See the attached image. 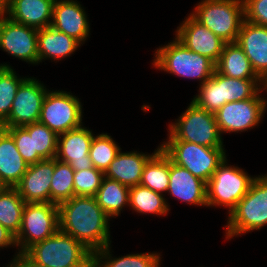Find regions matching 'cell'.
<instances>
[{
  "mask_svg": "<svg viewBox=\"0 0 267 267\" xmlns=\"http://www.w3.org/2000/svg\"><path fill=\"white\" fill-rule=\"evenodd\" d=\"M8 0H0V18L7 15Z\"/></svg>",
  "mask_w": 267,
  "mask_h": 267,
  "instance_id": "60d3db41",
  "label": "cell"
},
{
  "mask_svg": "<svg viewBox=\"0 0 267 267\" xmlns=\"http://www.w3.org/2000/svg\"><path fill=\"white\" fill-rule=\"evenodd\" d=\"M198 92L192 101L197 106L216 113L222 107L220 73L215 70L212 77L199 86Z\"/></svg>",
  "mask_w": 267,
  "mask_h": 267,
  "instance_id": "e575fe53",
  "label": "cell"
},
{
  "mask_svg": "<svg viewBox=\"0 0 267 267\" xmlns=\"http://www.w3.org/2000/svg\"><path fill=\"white\" fill-rule=\"evenodd\" d=\"M55 0H8L7 17L11 20L42 29L51 26Z\"/></svg>",
  "mask_w": 267,
  "mask_h": 267,
  "instance_id": "44dd1931",
  "label": "cell"
},
{
  "mask_svg": "<svg viewBox=\"0 0 267 267\" xmlns=\"http://www.w3.org/2000/svg\"><path fill=\"white\" fill-rule=\"evenodd\" d=\"M261 79H234L220 74L222 106L253 98L261 89Z\"/></svg>",
  "mask_w": 267,
  "mask_h": 267,
  "instance_id": "f546056e",
  "label": "cell"
},
{
  "mask_svg": "<svg viewBox=\"0 0 267 267\" xmlns=\"http://www.w3.org/2000/svg\"><path fill=\"white\" fill-rule=\"evenodd\" d=\"M82 108L79 98L71 92L48 89L38 122L59 135L83 125Z\"/></svg>",
  "mask_w": 267,
  "mask_h": 267,
  "instance_id": "30bf717a",
  "label": "cell"
},
{
  "mask_svg": "<svg viewBox=\"0 0 267 267\" xmlns=\"http://www.w3.org/2000/svg\"><path fill=\"white\" fill-rule=\"evenodd\" d=\"M94 134L84 125L58 135L55 159L69 164L75 171L93 168L89 156Z\"/></svg>",
  "mask_w": 267,
  "mask_h": 267,
  "instance_id": "9a60e30c",
  "label": "cell"
},
{
  "mask_svg": "<svg viewBox=\"0 0 267 267\" xmlns=\"http://www.w3.org/2000/svg\"><path fill=\"white\" fill-rule=\"evenodd\" d=\"M190 14L225 43L237 41L244 20L243 0H201Z\"/></svg>",
  "mask_w": 267,
  "mask_h": 267,
  "instance_id": "8992f818",
  "label": "cell"
},
{
  "mask_svg": "<svg viewBox=\"0 0 267 267\" xmlns=\"http://www.w3.org/2000/svg\"><path fill=\"white\" fill-rule=\"evenodd\" d=\"M59 230L80 241L92 253L111 244L110 217L94 196H73L58 205Z\"/></svg>",
  "mask_w": 267,
  "mask_h": 267,
  "instance_id": "6da1fadb",
  "label": "cell"
},
{
  "mask_svg": "<svg viewBox=\"0 0 267 267\" xmlns=\"http://www.w3.org/2000/svg\"><path fill=\"white\" fill-rule=\"evenodd\" d=\"M168 128V132L179 141L224 148L215 113L197 106L193 101L175 122L169 124Z\"/></svg>",
  "mask_w": 267,
  "mask_h": 267,
  "instance_id": "ba28073f",
  "label": "cell"
},
{
  "mask_svg": "<svg viewBox=\"0 0 267 267\" xmlns=\"http://www.w3.org/2000/svg\"><path fill=\"white\" fill-rule=\"evenodd\" d=\"M159 149L160 146L152 154L137 151L122 152L120 150L104 172V177L118 181L129 188L139 185L145 164Z\"/></svg>",
  "mask_w": 267,
  "mask_h": 267,
  "instance_id": "ffe728a7",
  "label": "cell"
},
{
  "mask_svg": "<svg viewBox=\"0 0 267 267\" xmlns=\"http://www.w3.org/2000/svg\"><path fill=\"white\" fill-rule=\"evenodd\" d=\"M94 197L97 204L111 219L116 218L125 206H129V187L104 177Z\"/></svg>",
  "mask_w": 267,
  "mask_h": 267,
  "instance_id": "484cf974",
  "label": "cell"
},
{
  "mask_svg": "<svg viewBox=\"0 0 267 267\" xmlns=\"http://www.w3.org/2000/svg\"><path fill=\"white\" fill-rule=\"evenodd\" d=\"M103 178L104 172L95 167L75 171L74 196H95Z\"/></svg>",
  "mask_w": 267,
  "mask_h": 267,
  "instance_id": "d590c367",
  "label": "cell"
},
{
  "mask_svg": "<svg viewBox=\"0 0 267 267\" xmlns=\"http://www.w3.org/2000/svg\"><path fill=\"white\" fill-rule=\"evenodd\" d=\"M46 86L35 77L26 78L19 86L9 116L1 123L2 128L23 127L38 122Z\"/></svg>",
  "mask_w": 267,
  "mask_h": 267,
  "instance_id": "7c38bea8",
  "label": "cell"
},
{
  "mask_svg": "<svg viewBox=\"0 0 267 267\" xmlns=\"http://www.w3.org/2000/svg\"><path fill=\"white\" fill-rule=\"evenodd\" d=\"M6 188L5 184L0 179V192Z\"/></svg>",
  "mask_w": 267,
  "mask_h": 267,
  "instance_id": "7bdbcfd3",
  "label": "cell"
},
{
  "mask_svg": "<svg viewBox=\"0 0 267 267\" xmlns=\"http://www.w3.org/2000/svg\"><path fill=\"white\" fill-rule=\"evenodd\" d=\"M17 247L15 236L0 224V248Z\"/></svg>",
  "mask_w": 267,
  "mask_h": 267,
  "instance_id": "ab89813d",
  "label": "cell"
},
{
  "mask_svg": "<svg viewBox=\"0 0 267 267\" xmlns=\"http://www.w3.org/2000/svg\"><path fill=\"white\" fill-rule=\"evenodd\" d=\"M244 20L267 26V0H243Z\"/></svg>",
  "mask_w": 267,
  "mask_h": 267,
  "instance_id": "74e56055",
  "label": "cell"
},
{
  "mask_svg": "<svg viewBox=\"0 0 267 267\" xmlns=\"http://www.w3.org/2000/svg\"><path fill=\"white\" fill-rule=\"evenodd\" d=\"M170 176V159L160 148L145 164L140 185L157 193H167Z\"/></svg>",
  "mask_w": 267,
  "mask_h": 267,
  "instance_id": "4316f807",
  "label": "cell"
},
{
  "mask_svg": "<svg viewBox=\"0 0 267 267\" xmlns=\"http://www.w3.org/2000/svg\"><path fill=\"white\" fill-rule=\"evenodd\" d=\"M163 196L139 184L129 188V207L137 214L165 216L169 213L170 205Z\"/></svg>",
  "mask_w": 267,
  "mask_h": 267,
  "instance_id": "83f0119b",
  "label": "cell"
},
{
  "mask_svg": "<svg viewBox=\"0 0 267 267\" xmlns=\"http://www.w3.org/2000/svg\"><path fill=\"white\" fill-rule=\"evenodd\" d=\"M120 150L122 149L110 135L101 133L93 136L89 156L93 166L105 172Z\"/></svg>",
  "mask_w": 267,
  "mask_h": 267,
  "instance_id": "d6a6232c",
  "label": "cell"
},
{
  "mask_svg": "<svg viewBox=\"0 0 267 267\" xmlns=\"http://www.w3.org/2000/svg\"><path fill=\"white\" fill-rule=\"evenodd\" d=\"M175 32V37L189 50L217 63L225 42L191 14L180 23Z\"/></svg>",
  "mask_w": 267,
  "mask_h": 267,
  "instance_id": "5bb4252c",
  "label": "cell"
},
{
  "mask_svg": "<svg viewBox=\"0 0 267 267\" xmlns=\"http://www.w3.org/2000/svg\"><path fill=\"white\" fill-rule=\"evenodd\" d=\"M6 267H44L30 259L24 252H17Z\"/></svg>",
  "mask_w": 267,
  "mask_h": 267,
  "instance_id": "f35d334b",
  "label": "cell"
},
{
  "mask_svg": "<svg viewBox=\"0 0 267 267\" xmlns=\"http://www.w3.org/2000/svg\"><path fill=\"white\" fill-rule=\"evenodd\" d=\"M23 128L33 134L34 152H37L43 159H53L57 152L58 135L46 125L35 122Z\"/></svg>",
  "mask_w": 267,
  "mask_h": 267,
  "instance_id": "836d02e7",
  "label": "cell"
},
{
  "mask_svg": "<svg viewBox=\"0 0 267 267\" xmlns=\"http://www.w3.org/2000/svg\"><path fill=\"white\" fill-rule=\"evenodd\" d=\"M167 193L189 205L207 207L206 182L189 170L170 160V176Z\"/></svg>",
  "mask_w": 267,
  "mask_h": 267,
  "instance_id": "d6986e66",
  "label": "cell"
},
{
  "mask_svg": "<svg viewBox=\"0 0 267 267\" xmlns=\"http://www.w3.org/2000/svg\"><path fill=\"white\" fill-rule=\"evenodd\" d=\"M74 172L69 164L54 158V172L50 184L51 203L59 205L74 196Z\"/></svg>",
  "mask_w": 267,
  "mask_h": 267,
  "instance_id": "4dcf8cb0",
  "label": "cell"
},
{
  "mask_svg": "<svg viewBox=\"0 0 267 267\" xmlns=\"http://www.w3.org/2000/svg\"><path fill=\"white\" fill-rule=\"evenodd\" d=\"M227 161L226 156L206 183V191L207 207H226L229 215L248 193L255 176L248 175L242 168L230 165Z\"/></svg>",
  "mask_w": 267,
  "mask_h": 267,
  "instance_id": "52a82bcc",
  "label": "cell"
},
{
  "mask_svg": "<svg viewBox=\"0 0 267 267\" xmlns=\"http://www.w3.org/2000/svg\"><path fill=\"white\" fill-rule=\"evenodd\" d=\"M54 172V158L30 164L15 186L25 203H51L50 184Z\"/></svg>",
  "mask_w": 267,
  "mask_h": 267,
  "instance_id": "2e32d148",
  "label": "cell"
},
{
  "mask_svg": "<svg viewBox=\"0 0 267 267\" xmlns=\"http://www.w3.org/2000/svg\"><path fill=\"white\" fill-rule=\"evenodd\" d=\"M59 230V209L54 203H25L21 227L15 236L18 252L51 237Z\"/></svg>",
  "mask_w": 267,
  "mask_h": 267,
  "instance_id": "9c48e42d",
  "label": "cell"
},
{
  "mask_svg": "<svg viewBox=\"0 0 267 267\" xmlns=\"http://www.w3.org/2000/svg\"><path fill=\"white\" fill-rule=\"evenodd\" d=\"M81 43L49 26L38 29V64L43 60L59 61L71 56Z\"/></svg>",
  "mask_w": 267,
  "mask_h": 267,
  "instance_id": "603a6c76",
  "label": "cell"
},
{
  "mask_svg": "<svg viewBox=\"0 0 267 267\" xmlns=\"http://www.w3.org/2000/svg\"><path fill=\"white\" fill-rule=\"evenodd\" d=\"M85 12L76 0H55L51 27L83 45L90 36V24Z\"/></svg>",
  "mask_w": 267,
  "mask_h": 267,
  "instance_id": "e0dca14e",
  "label": "cell"
},
{
  "mask_svg": "<svg viewBox=\"0 0 267 267\" xmlns=\"http://www.w3.org/2000/svg\"><path fill=\"white\" fill-rule=\"evenodd\" d=\"M26 78L17 76L11 65L0 64V123L9 116L17 90Z\"/></svg>",
  "mask_w": 267,
  "mask_h": 267,
  "instance_id": "1f68e13d",
  "label": "cell"
},
{
  "mask_svg": "<svg viewBox=\"0 0 267 267\" xmlns=\"http://www.w3.org/2000/svg\"><path fill=\"white\" fill-rule=\"evenodd\" d=\"M236 43L242 48L256 75L267 76V26L243 20Z\"/></svg>",
  "mask_w": 267,
  "mask_h": 267,
  "instance_id": "ac0fdd59",
  "label": "cell"
},
{
  "mask_svg": "<svg viewBox=\"0 0 267 267\" xmlns=\"http://www.w3.org/2000/svg\"><path fill=\"white\" fill-rule=\"evenodd\" d=\"M25 201L15 187L0 192V224L16 236L20 230Z\"/></svg>",
  "mask_w": 267,
  "mask_h": 267,
  "instance_id": "f1b7e54d",
  "label": "cell"
},
{
  "mask_svg": "<svg viewBox=\"0 0 267 267\" xmlns=\"http://www.w3.org/2000/svg\"><path fill=\"white\" fill-rule=\"evenodd\" d=\"M5 129L12 135L18 152L29 165L44 160L37 152H34L33 134H29L23 127Z\"/></svg>",
  "mask_w": 267,
  "mask_h": 267,
  "instance_id": "8d00e7d4",
  "label": "cell"
},
{
  "mask_svg": "<svg viewBox=\"0 0 267 267\" xmlns=\"http://www.w3.org/2000/svg\"><path fill=\"white\" fill-rule=\"evenodd\" d=\"M262 90H266L267 92V76L262 80Z\"/></svg>",
  "mask_w": 267,
  "mask_h": 267,
  "instance_id": "b9f144b4",
  "label": "cell"
},
{
  "mask_svg": "<svg viewBox=\"0 0 267 267\" xmlns=\"http://www.w3.org/2000/svg\"><path fill=\"white\" fill-rule=\"evenodd\" d=\"M215 70L234 79H260L244 51L236 42L225 43Z\"/></svg>",
  "mask_w": 267,
  "mask_h": 267,
  "instance_id": "cb8c5ba5",
  "label": "cell"
},
{
  "mask_svg": "<svg viewBox=\"0 0 267 267\" xmlns=\"http://www.w3.org/2000/svg\"><path fill=\"white\" fill-rule=\"evenodd\" d=\"M44 267H91L93 253L74 237L58 230L24 252Z\"/></svg>",
  "mask_w": 267,
  "mask_h": 267,
  "instance_id": "7a4b0ae2",
  "label": "cell"
},
{
  "mask_svg": "<svg viewBox=\"0 0 267 267\" xmlns=\"http://www.w3.org/2000/svg\"><path fill=\"white\" fill-rule=\"evenodd\" d=\"M0 48L29 64L38 65V29L0 18Z\"/></svg>",
  "mask_w": 267,
  "mask_h": 267,
  "instance_id": "4fadbf2b",
  "label": "cell"
},
{
  "mask_svg": "<svg viewBox=\"0 0 267 267\" xmlns=\"http://www.w3.org/2000/svg\"><path fill=\"white\" fill-rule=\"evenodd\" d=\"M225 239H233L267 225V175L255 176L248 193L230 212Z\"/></svg>",
  "mask_w": 267,
  "mask_h": 267,
  "instance_id": "277c9868",
  "label": "cell"
},
{
  "mask_svg": "<svg viewBox=\"0 0 267 267\" xmlns=\"http://www.w3.org/2000/svg\"><path fill=\"white\" fill-rule=\"evenodd\" d=\"M153 57V67L181 78L197 79L200 84L212 77L215 63L205 56L192 52L176 37L172 42L159 46Z\"/></svg>",
  "mask_w": 267,
  "mask_h": 267,
  "instance_id": "3957f363",
  "label": "cell"
},
{
  "mask_svg": "<svg viewBox=\"0 0 267 267\" xmlns=\"http://www.w3.org/2000/svg\"><path fill=\"white\" fill-rule=\"evenodd\" d=\"M167 138V141L160 145L162 151L173 163L186 168L206 183L226 157L225 148H212L179 141L170 132Z\"/></svg>",
  "mask_w": 267,
  "mask_h": 267,
  "instance_id": "5b68a950",
  "label": "cell"
},
{
  "mask_svg": "<svg viewBox=\"0 0 267 267\" xmlns=\"http://www.w3.org/2000/svg\"><path fill=\"white\" fill-rule=\"evenodd\" d=\"M29 164L22 158L12 135L0 129V179L6 187H15L27 171Z\"/></svg>",
  "mask_w": 267,
  "mask_h": 267,
  "instance_id": "7402d4cb",
  "label": "cell"
},
{
  "mask_svg": "<svg viewBox=\"0 0 267 267\" xmlns=\"http://www.w3.org/2000/svg\"><path fill=\"white\" fill-rule=\"evenodd\" d=\"M262 91L253 98L226 103L215 113L221 135L248 131L259 125L267 109V100L261 96Z\"/></svg>",
  "mask_w": 267,
  "mask_h": 267,
  "instance_id": "8fae6325",
  "label": "cell"
},
{
  "mask_svg": "<svg viewBox=\"0 0 267 267\" xmlns=\"http://www.w3.org/2000/svg\"><path fill=\"white\" fill-rule=\"evenodd\" d=\"M111 244L93 253V267H160L161 255L156 252L112 257Z\"/></svg>",
  "mask_w": 267,
  "mask_h": 267,
  "instance_id": "d4e9b609",
  "label": "cell"
}]
</instances>
